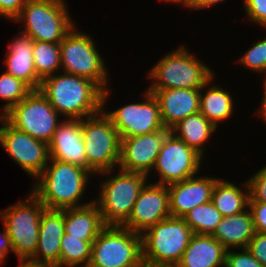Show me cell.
<instances>
[{
	"mask_svg": "<svg viewBox=\"0 0 266 267\" xmlns=\"http://www.w3.org/2000/svg\"><path fill=\"white\" fill-rule=\"evenodd\" d=\"M38 90L68 120H82L103 109V90L79 75L55 73L42 79Z\"/></svg>",
	"mask_w": 266,
	"mask_h": 267,
	"instance_id": "cell-1",
	"label": "cell"
},
{
	"mask_svg": "<svg viewBox=\"0 0 266 267\" xmlns=\"http://www.w3.org/2000/svg\"><path fill=\"white\" fill-rule=\"evenodd\" d=\"M85 168L55 159H49L43 172L36 178L31 192L46 209L82 207L79 203L86 191L90 175Z\"/></svg>",
	"mask_w": 266,
	"mask_h": 267,
	"instance_id": "cell-2",
	"label": "cell"
},
{
	"mask_svg": "<svg viewBox=\"0 0 266 267\" xmlns=\"http://www.w3.org/2000/svg\"><path fill=\"white\" fill-rule=\"evenodd\" d=\"M193 232L182 217L169 216L142 234V260L146 267H176Z\"/></svg>",
	"mask_w": 266,
	"mask_h": 267,
	"instance_id": "cell-3",
	"label": "cell"
},
{
	"mask_svg": "<svg viewBox=\"0 0 266 267\" xmlns=\"http://www.w3.org/2000/svg\"><path fill=\"white\" fill-rule=\"evenodd\" d=\"M104 110L81 120L86 169L92 173L91 177L113 174L120 162L121 138Z\"/></svg>",
	"mask_w": 266,
	"mask_h": 267,
	"instance_id": "cell-4",
	"label": "cell"
},
{
	"mask_svg": "<svg viewBox=\"0 0 266 267\" xmlns=\"http://www.w3.org/2000/svg\"><path fill=\"white\" fill-rule=\"evenodd\" d=\"M213 72L208 65L181 46L163 56L150 69L147 75L153 83L147 89H201L214 78Z\"/></svg>",
	"mask_w": 266,
	"mask_h": 267,
	"instance_id": "cell-5",
	"label": "cell"
},
{
	"mask_svg": "<svg viewBox=\"0 0 266 267\" xmlns=\"http://www.w3.org/2000/svg\"><path fill=\"white\" fill-rule=\"evenodd\" d=\"M75 29L74 26L60 42L61 70L94 81L103 90L104 108L111 93L106 86L109 78L104 59L96 49L93 37Z\"/></svg>",
	"mask_w": 266,
	"mask_h": 267,
	"instance_id": "cell-6",
	"label": "cell"
},
{
	"mask_svg": "<svg viewBox=\"0 0 266 267\" xmlns=\"http://www.w3.org/2000/svg\"><path fill=\"white\" fill-rule=\"evenodd\" d=\"M64 0H26L14 21L24 23L23 33L34 41L60 43L76 26Z\"/></svg>",
	"mask_w": 266,
	"mask_h": 267,
	"instance_id": "cell-7",
	"label": "cell"
},
{
	"mask_svg": "<svg viewBox=\"0 0 266 267\" xmlns=\"http://www.w3.org/2000/svg\"><path fill=\"white\" fill-rule=\"evenodd\" d=\"M142 236L123 226L106 225L91 245L87 267H143Z\"/></svg>",
	"mask_w": 266,
	"mask_h": 267,
	"instance_id": "cell-8",
	"label": "cell"
},
{
	"mask_svg": "<svg viewBox=\"0 0 266 267\" xmlns=\"http://www.w3.org/2000/svg\"><path fill=\"white\" fill-rule=\"evenodd\" d=\"M100 184V193L94 202L98 205L105 225L122 226L130 217L133 206L148 176L122 169Z\"/></svg>",
	"mask_w": 266,
	"mask_h": 267,
	"instance_id": "cell-9",
	"label": "cell"
},
{
	"mask_svg": "<svg viewBox=\"0 0 266 267\" xmlns=\"http://www.w3.org/2000/svg\"><path fill=\"white\" fill-rule=\"evenodd\" d=\"M26 200V201H25ZM23 201L0 211L2 223L11 239L13 253L19 259L32 258L36 252L40 220L46 209L30 192Z\"/></svg>",
	"mask_w": 266,
	"mask_h": 267,
	"instance_id": "cell-10",
	"label": "cell"
},
{
	"mask_svg": "<svg viewBox=\"0 0 266 267\" xmlns=\"http://www.w3.org/2000/svg\"><path fill=\"white\" fill-rule=\"evenodd\" d=\"M61 116L39 91L32 90L3 118L17 130L49 144L62 121ZM59 121V122H58Z\"/></svg>",
	"mask_w": 266,
	"mask_h": 267,
	"instance_id": "cell-11",
	"label": "cell"
},
{
	"mask_svg": "<svg viewBox=\"0 0 266 267\" xmlns=\"http://www.w3.org/2000/svg\"><path fill=\"white\" fill-rule=\"evenodd\" d=\"M202 159L199 153L171 132L161 147L153 168L159 174L156 183L169 185L197 175Z\"/></svg>",
	"mask_w": 266,
	"mask_h": 267,
	"instance_id": "cell-12",
	"label": "cell"
},
{
	"mask_svg": "<svg viewBox=\"0 0 266 267\" xmlns=\"http://www.w3.org/2000/svg\"><path fill=\"white\" fill-rule=\"evenodd\" d=\"M0 145L31 177L36 178L49 162L48 144L21 132L0 117Z\"/></svg>",
	"mask_w": 266,
	"mask_h": 267,
	"instance_id": "cell-13",
	"label": "cell"
},
{
	"mask_svg": "<svg viewBox=\"0 0 266 267\" xmlns=\"http://www.w3.org/2000/svg\"><path fill=\"white\" fill-rule=\"evenodd\" d=\"M143 96V102L120 106L111 112L104 111L120 138L150 134L164 128L156 98L148 90Z\"/></svg>",
	"mask_w": 266,
	"mask_h": 267,
	"instance_id": "cell-14",
	"label": "cell"
},
{
	"mask_svg": "<svg viewBox=\"0 0 266 267\" xmlns=\"http://www.w3.org/2000/svg\"><path fill=\"white\" fill-rule=\"evenodd\" d=\"M170 133L171 129L164 127L150 134L121 138L118 168L150 177L159 151Z\"/></svg>",
	"mask_w": 266,
	"mask_h": 267,
	"instance_id": "cell-15",
	"label": "cell"
},
{
	"mask_svg": "<svg viewBox=\"0 0 266 267\" xmlns=\"http://www.w3.org/2000/svg\"><path fill=\"white\" fill-rule=\"evenodd\" d=\"M169 216L171 214L167 185L147 182L138 195L130 217L122 226L142 234Z\"/></svg>",
	"mask_w": 266,
	"mask_h": 267,
	"instance_id": "cell-16",
	"label": "cell"
},
{
	"mask_svg": "<svg viewBox=\"0 0 266 267\" xmlns=\"http://www.w3.org/2000/svg\"><path fill=\"white\" fill-rule=\"evenodd\" d=\"M216 177L196 175L186 180L167 185L169 190V209L171 216L183 217L198 205L211 201Z\"/></svg>",
	"mask_w": 266,
	"mask_h": 267,
	"instance_id": "cell-17",
	"label": "cell"
},
{
	"mask_svg": "<svg viewBox=\"0 0 266 267\" xmlns=\"http://www.w3.org/2000/svg\"><path fill=\"white\" fill-rule=\"evenodd\" d=\"M159 104L162 123L172 128L189 115L200 111V89H147Z\"/></svg>",
	"mask_w": 266,
	"mask_h": 267,
	"instance_id": "cell-18",
	"label": "cell"
},
{
	"mask_svg": "<svg viewBox=\"0 0 266 267\" xmlns=\"http://www.w3.org/2000/svg\"><path fill=\"white\" fill-rule=\"evenodd\" d=\"M48 147L50 159L68 162L86 169L81 120L63 119Z\"/></svg>",
	"mask_w": 266,
	"mask_h": 267,
	"instance_id": "cell-19",
	"label": "cell"
},
{
	"mask_svg": "<svg viewBox=\"0 0 266 267\" xmlns=\"http://www.w3.org/2000/svg\"><path fill=\"white\" fill-rule=\"evenodd\" d=\"M64 233V209H45L40 220L36 252L31 259L59 267L60 246Z\"/></svg>",
	"mask_w": 266,
	"mask_h": 267,
	"instance_id": "cell-20",
	"label": "cell"
},
{
	"mask_svg": "<svg viewBox=\"0 0 266 267\" xmlns=\"http://www.w3.org/2000/svg\"><path fill=\"white\" fill-rule=\"evenodd\" d=\"M12 39L14 40L8 45V54L5 57V72L22 80L32 90H38L42 79L37 75L34 67V40L22 31L20 36Z\"/></svg>",
	"mask_w": 266,
	"mask_h": 267,
	"instance_id": "cell-21",
	"label": "cell"
},
{
	"mask_svg": "<svg viewBox=\"0 0 266 267\" xmlns=\"http://www.w3.org/2000/svg\"><path fill=\"white\" fill-rule=\"evenodd\" d=\"M226 251L212 235L193 234L176 267H225Z\"/></svg>",
	"mask_w": 266,
	"mask_h": 267,
	"instance_id": "cell-22",
	"label": "cell"
},
{
	"mask_svg": "<svg viewBox=\"0 0 266 267\" xmlns=\"http://www.w3.org/2000/svg\"><path fill=\"white\" fill-rule=\"evenodd\" d=\"M64 225L69 237H81L84 241H94L106 226L94 201L82 207L64 208Z\"/></svg>",
	"mask_w": 266,
	"mask_h": 267,
	"instance_id": "cell-23",
	"label": "cell"
},
{
	"mask_svg": "<svg viewBox=\"0 0 266 267\" xmlns=\"http://www.w3.org/2000/svg\"><path fill=\"white\" fill-rule=\"evenodd\" d=\"M254 234L252 214L247 208L239 214L223 217L212 236L228 250L247 248Z\"/></svg>",
	"mask_w": 266,
	"mask_h": 267,
	"instance_id": "cell-24",
	"label": "cell"
},
{
	"mask_svg": "<svg viewBox=\"0 0 266 267\" xmlns=\"http://www.w3.org/2000/svg\"><path fill=\"white\" fill-rule=\"evenodd\" d=\"M217 127L200 111L189 115L171 128V132L201 156L205 142L216 132Z\"/></svg>",
	"mask_w": 266,
	"mask_h": 267,
	"instance_id": "cell-25",
	"label": "cell"
},
{
	"mask_svg": "<svg viewBox=\"0 0 266 267\" xmlns=\"http://www.w3.org/2000/svg\"><path fill=\"white\" fill-rule=\"evenodd\" d=\"M242 186L245 188L241 189L235 183L221 178L216 182L211 202L223 217L239 214L248 208L250 198L248 182H244Z\"/></svg>",
	"mask_w": 266,
	"mask_h": 267,
	"instance_id": "cell-26",
	"label": "cell"
},
{
	"mask_svg": "<svg viewBox=\"0 0 266 267\" xmlns=\"http://www.w3.org/2000/svg\"><path fill=\"white\" fill-rule=\"evenodd\" d=\"M212 81L213 78L200 89V112L218 127L219 122L232 117L234 101L231 92L224 90L220 85H210ZM209 85L203 93L202 90Z\"/></svg>",
	"mask_w": 266,
	"mask_h": 267,
	"instance_id": "cell-27",
	"label": "cell"
},
{
	"mask_svg": "<svg viewBox=\"0 0 266 267\" xmlns=\"http://www.w3.org/2000/svg\"><path fill=\"white\" fill-rule=\"evenodd\" d=\"M92 242L81 240V237H69V234L64 233L60 246L59 267H87L91 259Z\"/></svg>",
	"mask_w": 266,
	"mask_h": 267,
	"instance_id": "cell-28",
	"label": "cell"
},
{
	"mask_svg": "<svg viewBox=\"0 0 266 267\" xmlns=\"http://www.w3.org/2000/svg\"><path fill=\"white\" fill-rule=\"evenodd\" d=\"M182 218L193 234L212 235L223 216L210 201L196 206L185 213Z\"/></svg>",
	"mask_w": 266,
	"mask_h": 267,
	"instance_id": "cell-29",
	"label": "cell"
},
{
	"mask_svg": "<svg viewBox=\"0 0 266 267\" xmlns=\"http://www.w3.org/2000/svg\"><path fill=\"white\" fill-rule=\"evenodd\" d=\"M34 67L37 75L44 79L61 69L60 43L34 41Z\"/></svg>",
	"mask_w": 266,
	"mask_h": 267,
	"instance_id": "cell-30",
	"label": "cell"
},
{
	"mask_svg": "<svg viewBox=\"0 0 266 267\" xmlns=\"http://www.w3.org/2000/svg\"><path fill=\"white\" fill-rule=\"evenodd\" d=\"M32 89L22 80L4 72L0 76V99L5 101L0 117H3L16 104L25 99Z\"/></svg>",
	"mask_w": 266,
	"mask_h": 267,
	"instance_id": "cell-31",
	"label": "cell"
},
{
	"mask_svg": "<svg viewBox=\"0 0 266 267\" xmlns=\"http://www.w3.org/2000/svg\"><path fill=\"white\" fill-rule=\"evenodd\" d=\"M242 66L252 71L266 72V38L249 48L239 60Z\"/></svg>",
	"mask_w": 266,
	"mask_h": 267,
	"instance_id": "cell-32",
	"label": "cell"
},
{
	"mask_svg": "<svg viewBox=\"0 0 266 267\" xmlns=\"http://www.w3.org/2000/svg\"><path fill=\"white\" fill-rule=\"evenodd\" d=\"M232 250L226 251L225 267H264L248 248H242V252Z\"/></svg>",
	"mask_w": 266,
	"mask_h": 267,
	"instance_id": "cell-33",
	"label": "cell"
},
{
	"mask_svg": "<svg viewBox=\"0 0 266 267\" xmlns=\"http://www.w3.org/2000/svg\"><path fill=\"white\" fill-rule=\"evenodd\" d=\"M249 185V201L266 203V166L247 179Z\"/></svg>",
	"mask_w": 266,
	"mask_h": 267,
	"instance_id": "cell-34",
	"label": "cell"
},
{
	"mask_svg": "<svg viewBox=\"0 0 266 267\" xmlns=\"http://www.w3.org/2000/svg\"><path fill=\"white\" fill-rule=\"evenodd\" d=\"M248 20L257 25L266 21V0H243Z\"/></svg>",
	"mask_w": 266,
	"mask_h": 267,
	"instance_id": "cell-35",
	"label": "cell"
},
{
	"mask_svg": "<svg viewBox=\"0 0 266 267\" xmlns=\"http://www.w3.org/2000/svg\"><path fill=\"white\" fill-rule=\"evenodd\" d=\"M248 208L252 214L255 232L266 233V203L248 201Z\"/></svg>",
	"mask_w": 266,
	"mask_h": 267,
	"instance_id": "cell-36",
	"label": "cell"
},
{
	"mask_svg": "<svg viewBox=\"0 0 266 267\" xmlns=\"http://www.w3.org/2000/svg\"><path fill=\"white\" fill-rule=\"evenodd\" d=\"M247 248L266 267V233L255 232Z\"/></svg>",
	"mask_w": 266,
	"mask_h": 267,
	"instance_id": "cell-37",
	"label": "cell"
},
{
	"mask_svg": "<svg viewBox=\"0 0 266 267\" xmlns=\"http://www.w3.org/2000/svg\"><path fill=\"white\" fill-rule=\"evenodd\" d=\"M26 0H0V16L14 20L25 5Z\"/></svg>",
	"mask_w": 266,
	"mask_h": 267,
	"instance_id": "cell-38",
	"label": "cell"
},
{
	"mask_svg": "<svg viewBox=\"0 0 266 267\" xmlns=\"http://www.w3.org/2000/svg\"><path fill=\"white\" fill-rule=\"evenodd\" d=\"M3 230L4 232L2 233L0 231V264L2 265L7 257V254L13 252L11 239L7 234V229L5 225Z\"/></svg>",
	"mask_w": 266,
	"mask_h": 267,
	"instance_id": "cell-39",
	"label": "cell"
},
{
	"mask_svg": "<svg viewBox=\"0 0 266 267\" xmlns=\"http://www.w3.org/2000/svg\"><path fill=\"white\" fill-rule=\"evenodd\" d=\"M223 1L224 0H191L189 4V9H205Z\"/></svg>",
	"mask_w": 266,
	"mask_h": 267,
	"instance_id": "cell-40",
	"label": "cell"
},
{
	"mask_svg": "<svg viewBox=\"0 0 266 267\" xmlns=\"http://www.w3.org/2000/svg\"><path fill=\"white\" fill-rule=\"evenodd\" d=\"M18 267H57L56 265L48 262L36 261L31 258L28 259H18Z\"/></svg>",
	"mask_w": 266,
	"mask_h": 267,
	"instance_id": "cell-41",
	"label": "cell"
},
{
	"mask_svg": "<svg viewBox=\"0 0 266 267\" xmlns=\"http://www.w3.org/2000/svg\"><path fill=\"white\" fill-rule=\"evenodd\" d=\"M263 96V99L261 100L262 103H261V108L258 109V115L259 117H262L264 122L266 123V95H262Z\"/></svg>",
	"mask_w": 266,
	"mask_h": 267,
	"instance_id": "cell-42",
	"label": "cell"
},
{
	"mask_svg": "<svg viewBox=\"0 0 266 267\" xmlns=\"http://www.w3.org/2000/svg\"><path fill=\"white\" fill-rule=\"evenodd\" d=\"M169 2V4L170 3H180V4H182V5H184V7H189V4H190V1L191 0H164V2Z\"/></svg>",
	"mask_w": 266,
	"mask_h": 267,
	"instance_id": "cell-43",
	"label": "cell"
},
{
	"mask_svg": "<svg viewBox=\"0 0 266 267\" xmlns=\"http://www.w3.org/2000/svg\"><path fill=\"white\" fill-rule=\"evenodd\" d=\"M264 74H266V72H265ZM263 82H264V85H263V86H264V87H263V88H264V90H263V95H266V77H265V79H264Z\"/></svg>",
	"mask_w": 266,
	"mask_h": 267,
	"instance_id": "cell-44",
	"label": "cell"
},
{
	"mask_svg": "<svg viewBox=\"0 0 266 267\" xmlns=\"http://www.w3.org/2000/svg\"><path fill=\"white\" fill-rule=\"evenodd\" d=\"M261 25H262V27H265V29H266V21L263 22Z\"/></svg>",
	"mask_w": 266,
	"mask_h": 267,
	"instance_id": "cell-45",
	"label": "cell"
}]
</instances>
